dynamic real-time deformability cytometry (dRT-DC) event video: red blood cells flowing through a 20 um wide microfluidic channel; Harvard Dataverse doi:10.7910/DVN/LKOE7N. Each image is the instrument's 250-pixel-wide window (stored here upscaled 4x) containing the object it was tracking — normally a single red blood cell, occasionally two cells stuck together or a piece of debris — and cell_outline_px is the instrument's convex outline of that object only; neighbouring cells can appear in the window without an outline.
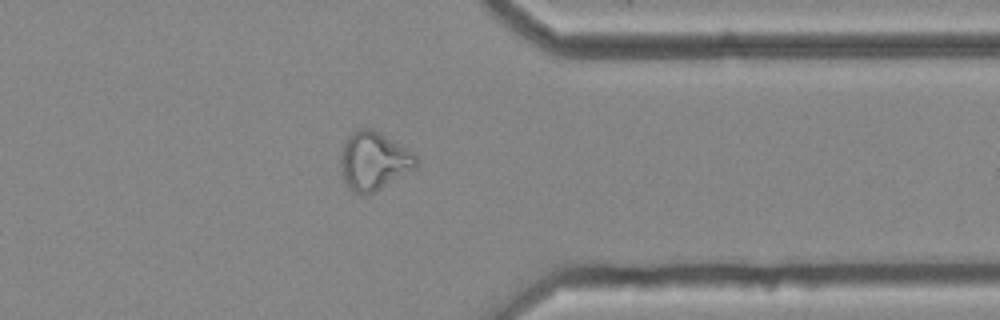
{"species": "common noctule bat (a hibernating species)", "species_latin": "Nyctalus noctula", "temperature_condition": "cold", "stored_images_in_passage": 38, "camera_frame_rate_fps": 3000, "um_per_image_px": 0.085, "animal": {"sex": "female", "body_mass_g": 25.1}, "frame": {"image": 1, "passage_image": 27, "time_ms": 8.667, "image_size_px": [1000, 320], "cell_outline_px": [[416, 168], [372, 192], [364, 196], [360, 196], [352, 192], [348, 188], [340, 172], [340, 152], [348, 136], [352, 132], [360, 128], [372, 128], [412, 152], [416, 156]], "centroid_in_image_um": [31.7, 13.7], "position_along_channel_um": 379.7, "area_um2": 25.49}, "authors_computed_cell_mechanics": {"area_um2": 21.9351, "velocity_mm_per_s": 3.6638, "shape_relaxation_time_tau1_ms": null, "shape_relaxation_time_tau2_ms": 4.5666, "deformation_change_tau1": null, "deformation_change_tau2": 0.1064}}